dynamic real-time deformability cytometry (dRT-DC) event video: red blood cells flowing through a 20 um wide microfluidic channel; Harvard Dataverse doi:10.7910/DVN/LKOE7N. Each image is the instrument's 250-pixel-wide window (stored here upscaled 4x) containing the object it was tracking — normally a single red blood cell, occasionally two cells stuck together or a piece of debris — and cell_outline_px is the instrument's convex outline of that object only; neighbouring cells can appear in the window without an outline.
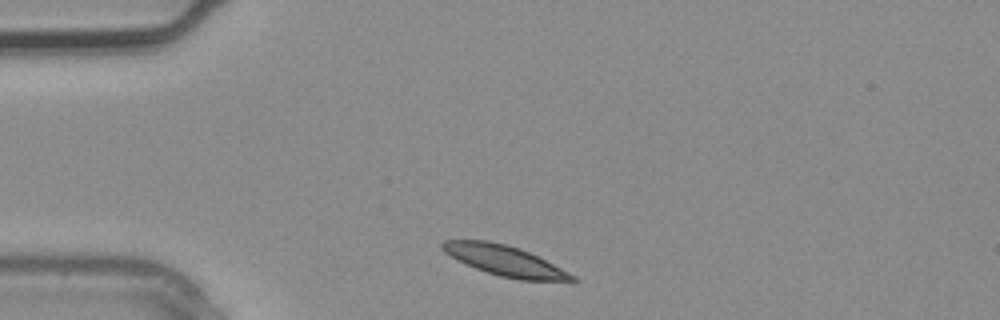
{"species": "common noctule bat (a hibernating species)", "species_latin": "Nyctalus noctula", "temperature_condition": "warm", "stored_images_in_passage": 2, "camera_frame_rate_fps": 3000, "um_per_image_px": 0.085, "animal": {"sex": "male", "body_mass_g": 20.4}, "frame": {"image": 1, "passage_image": 1, "time_ms": 0.0, "image_size_px": [1000, 320], "cell_outline_px": [[580, 280], [576, 284], [520, 280], [500, 276], [476, 268], [444, 252], [440, 248], [440, 244], [444, 240], [488, 240], [508, 244], [520, 248], [576, 276]], "centroid_in_image_um": [43.04, 22.2], "position_along_channel_um": 42.0, "area_um2": 23.29}}
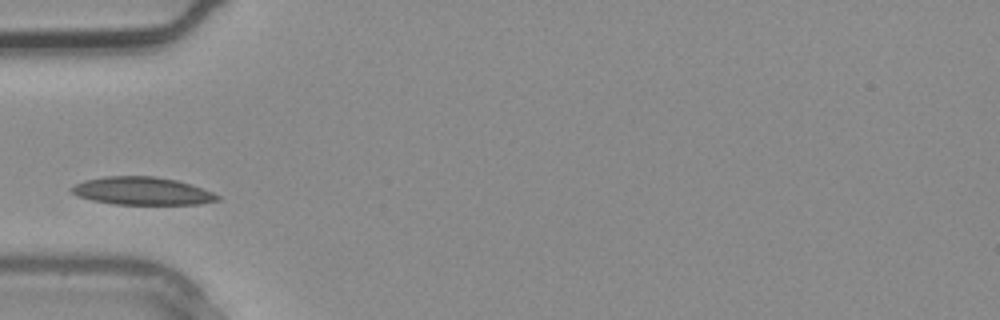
{"frame": {"image": 2, "passage_image": 2, "time_ms": 0.333, "image_size_px": [1000, 320], "cell_outline_px": [[220, 200], [200, 204], [112, 204], [92, 200], [76, 196], [68, 188], [84, 180], [104, 176], [156, 176], [176, 180], [192, 184], [212, 192], [220, 196]], "centroid_in_image_um": [12.07, 16.23], "position_along_channel_um": 72.9, "area_um2": 23.81}}